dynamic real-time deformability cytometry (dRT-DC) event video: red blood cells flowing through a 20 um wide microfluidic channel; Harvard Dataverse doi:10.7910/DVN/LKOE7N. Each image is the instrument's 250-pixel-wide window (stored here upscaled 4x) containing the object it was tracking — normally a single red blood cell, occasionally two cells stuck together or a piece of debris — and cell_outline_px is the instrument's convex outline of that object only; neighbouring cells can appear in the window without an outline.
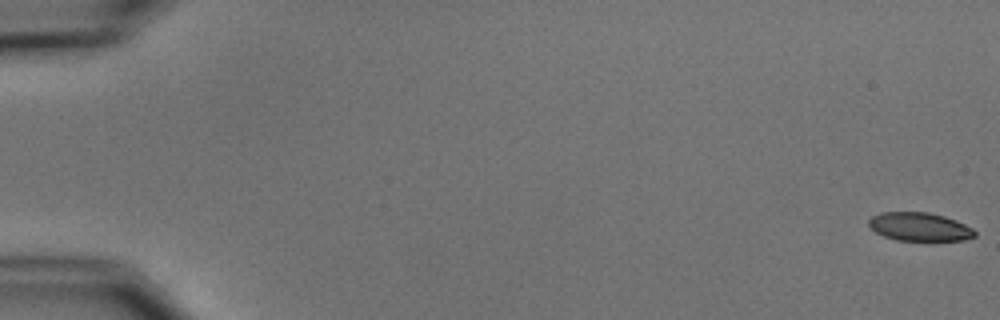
{"species": "common noctule bat (a hibernating species)", "species_latin": "Nyctalus noctula", "temperature_condition": "cold", "stored_images_in_passage": 7, "camera_frame_rate_fps": 3000, "um_per_image_px": 0.085, "animal": {"sex": "male", "body_mass_g": 15.6}, "frame": {"image": 1, "passage_image": 1, "time_ms": 0.0, "image_size_px": [1000, 320], "cell_outline_px": [[976, 236], [964, 240], [896, 240], [884, 236], [876, 232], [868, 224], [868, 220], [872, 216], [880, 212], [928, 212], [944, 216], [956, 220], [972, 228], [976, 232]], "centroid_in_image_um": [78.16, 19.27], "position_along_channel_um": 6.8, "area_um2": 17.51}}
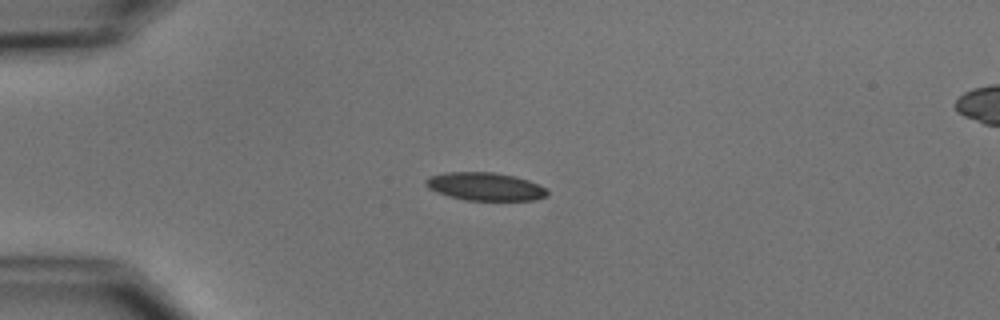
{"frame": {"image": 2, "passage_image": 5, "time_ms": 4.667, "image_size_px": [1000, 320], "cell_outline_px": [[548, 196], [536, 200], [464, 200], [448, 196], [436, 192], [428, 188], [424, 184], [424, 180], [428, 176], [444, 172], [492, 172], [512, 176], [528, 180], [544, 188], [548, 192]], "centroid_in_image_um": [41.17, 15.86], "position_along_channel_um": 43.8, "area_um2": 19.88}}